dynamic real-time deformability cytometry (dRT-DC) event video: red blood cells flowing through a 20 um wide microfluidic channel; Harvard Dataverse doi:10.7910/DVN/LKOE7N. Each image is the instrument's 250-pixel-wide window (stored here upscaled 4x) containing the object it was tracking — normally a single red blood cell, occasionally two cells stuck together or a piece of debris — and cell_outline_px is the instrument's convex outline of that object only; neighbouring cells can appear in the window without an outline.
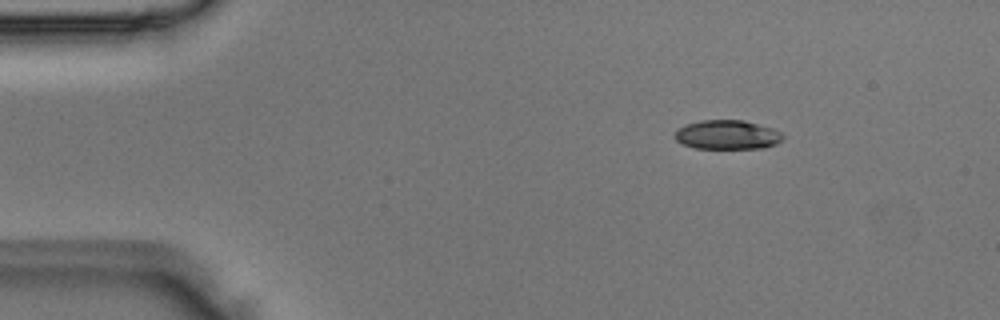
{"species": "Egyptian fruit bat (a non-hibernating species)", "species_latin": "Rousettus aegyptiacus", "temperature_condition": "room temperature", "stored_images_in_passage": 3, "camera_frame_rate_fps": 3000, "um_per_image_px": 0.085, "animal": {"sex": "male"}, "frame": {"image": 1, "passage_image": 1, "time_ms": 0.0, "image_size_px": [1000, 320], "cell_outline_px": [[784, 136], [776, 144], [764, 148], [696, 148], [684, 144], [676, 140], [676, 132], [684, 124], [700, 120], [744, 120], [772, 128], [780, 132]], "centroid_in_image_um": [61.83, 11.45], "position_along_channel_um": 23.2, "area_um2": 18.21}}
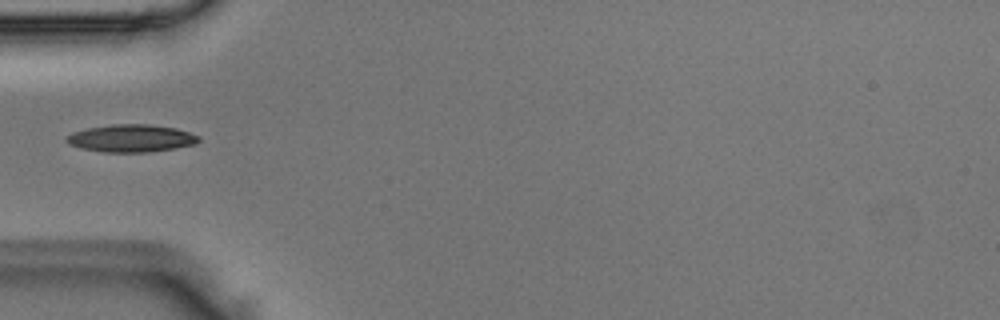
{"frame": {"image": 2, "passage_image": 3, "time_ms": 0.667, "image_size_px": [1000, 320], "cell_outline_px": [[200, 140], [196, 144], [148, 152], [104, 152], [84, 148], [68, 144], [64, 140], [72, 132], [88, 128], [112, 124], [148, 124], [176, 128], [200, 136]], "centroid_in_image_um": [11.16, 11.75], "position_along_channel_um": 73.8, "area_um2": 21.04}}